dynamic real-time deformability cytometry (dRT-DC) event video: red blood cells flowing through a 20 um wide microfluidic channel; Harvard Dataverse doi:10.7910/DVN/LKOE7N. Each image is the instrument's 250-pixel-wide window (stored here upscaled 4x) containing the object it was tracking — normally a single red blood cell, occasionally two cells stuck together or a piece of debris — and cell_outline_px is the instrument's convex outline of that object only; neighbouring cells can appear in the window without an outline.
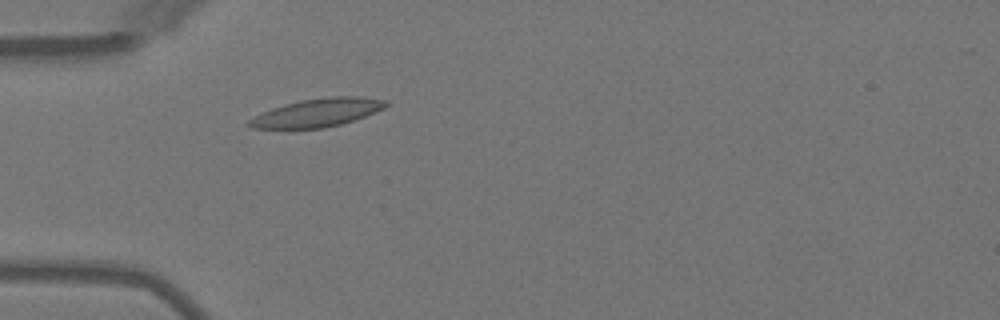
{"species": "Egyptian fruit bat (a non-hibernating species)", "species_latin": "Rousettus aegyptiacus", "temperature_condition": "warm", "stored_images_in_passage": 1, "camera_frame_rate_fps": 3000, "um_per_image_px": 0.085, "animal": {"sex": "female"}, "frame": {"image": 1, "passage_image": 1, "time_ms": 0.0, "image_size_px": [1000, 320], "cell_outline_px": [[388, 104], [384, 108], [364, 116], [340, 124], [324, 128], [252, 128], [244, 124], [248, 120], [272, 108], [300, 100], [328, 96], [360, 96], [388, 100]], "centroid_in_image_um": [26.98, 9.56], "position_along_channel_um": 58.0, "area_um2": 22.31}}